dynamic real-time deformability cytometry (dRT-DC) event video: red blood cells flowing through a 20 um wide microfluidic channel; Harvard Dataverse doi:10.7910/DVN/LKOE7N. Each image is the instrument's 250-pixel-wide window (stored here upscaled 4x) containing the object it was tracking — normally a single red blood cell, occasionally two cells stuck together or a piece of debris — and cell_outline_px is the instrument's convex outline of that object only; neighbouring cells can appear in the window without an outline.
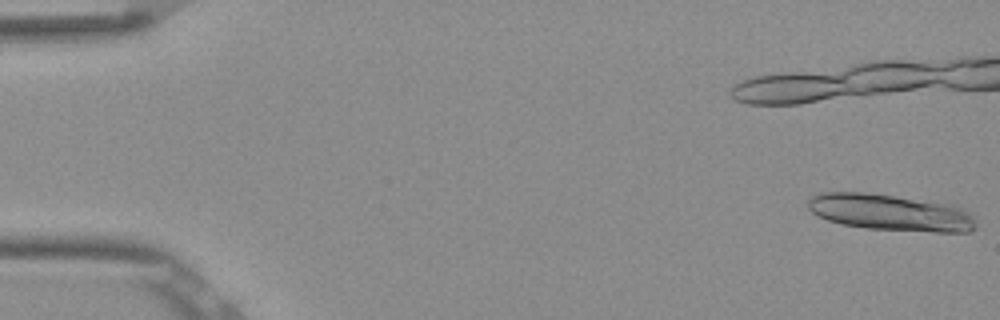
{"species": "Egyptian fruit bat (a non-hibernating species)", "species_latin": "Rousettus aegyptiacus", "temperature_condition": "room temperature", "stored_images_in_passage": 15, "camera_frame_rate_fps": 3000, "um_per_image_px": 0.085, "frame": {"image": 1, "passage_image": 1, "time_ms": 0.0, "image_size_px": [1000, 320], "cell_outline_px": [[976, 228], [968, 232], [936, 232], [864, 228], [844, 224], [828, 220], [812, 212], [808, 208], [808, 200], [812, 196], [820, 192], [864, 192], [896, 196], [952, 204], [964, 208], [976, 220]], "centroid_in_image_um": [75.72, 18.06], "position_along_channel_um": 9.3, "area_um2": 35.78}}